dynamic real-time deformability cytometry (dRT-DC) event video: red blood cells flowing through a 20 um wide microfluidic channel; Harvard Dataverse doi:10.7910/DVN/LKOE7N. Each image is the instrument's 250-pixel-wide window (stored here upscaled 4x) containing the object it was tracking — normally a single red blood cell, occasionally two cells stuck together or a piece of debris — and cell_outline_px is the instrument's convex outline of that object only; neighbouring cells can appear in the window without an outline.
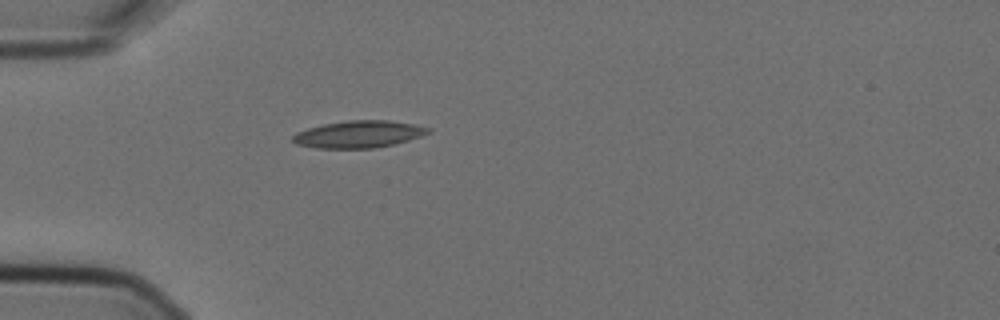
{"species": "Egyptian fruit bat (a non-hibernating species)", "species_latin": "Rousettus aegyptiacus", "temperature_condition": "cold", "stored_images_in_passage": 1, "camera_frame_rate_fps": 3000, "um_per_image_px": 0.085, "animal": {"sex": "female"}, "frame": {"image": 1, "passage_image": 1, "time_ms": 0.0, "image_size_px": [1000, 320], "cell_outline_px": [[432, 132], [408, 140], [392, 144], [372, 148], [316, 148], [296, 144], [292, 140], [292, 136], [296, 132], [308, 128], [324, 124], [348, 120], [388, 120], [412, 124], [432, 128]], "centroid_in_image_um": [30.48, 11.4], "position_along_channel_um": 54.5, "area_um2": 21.27}}